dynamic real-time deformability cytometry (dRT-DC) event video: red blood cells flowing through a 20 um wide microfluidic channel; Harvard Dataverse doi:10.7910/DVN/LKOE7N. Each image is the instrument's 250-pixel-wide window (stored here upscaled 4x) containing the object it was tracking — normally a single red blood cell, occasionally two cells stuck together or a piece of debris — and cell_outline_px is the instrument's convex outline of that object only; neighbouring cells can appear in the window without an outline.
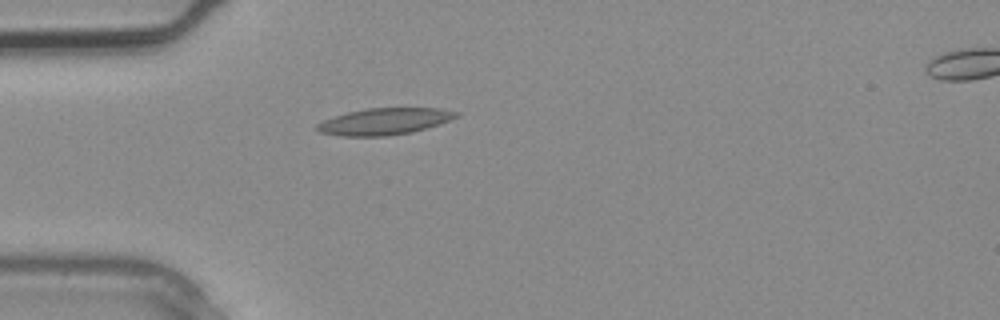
{"species": "common noctule bat (a hibernating species)", "species_latin": "Nyctalus noctula", "temperature_condition": "warm", "stored_images_in_passage": 3, "camera_frame_rate_fps": 3000, "um_per_image_px": 0.085, "animal": {"sex": "male", "body_mass_g": 20.4}, "frame": {"image": 1, "passage_image": 2, "time_ms": 0.333, "image_size_px": [1000, 320], "cell_outline_px": [[460, 116], [440, 124], [412, 132], [388, 136], [340, 136], [320, 132], [316, 128], [316, 124], [324, 120], [348, 112], [368, 108], [440, 108], [460, 112]], "centroid_in_image_um": [32.72, 10.32], "position_along_channel_um": 52.3, "area_um2": 21.62}}